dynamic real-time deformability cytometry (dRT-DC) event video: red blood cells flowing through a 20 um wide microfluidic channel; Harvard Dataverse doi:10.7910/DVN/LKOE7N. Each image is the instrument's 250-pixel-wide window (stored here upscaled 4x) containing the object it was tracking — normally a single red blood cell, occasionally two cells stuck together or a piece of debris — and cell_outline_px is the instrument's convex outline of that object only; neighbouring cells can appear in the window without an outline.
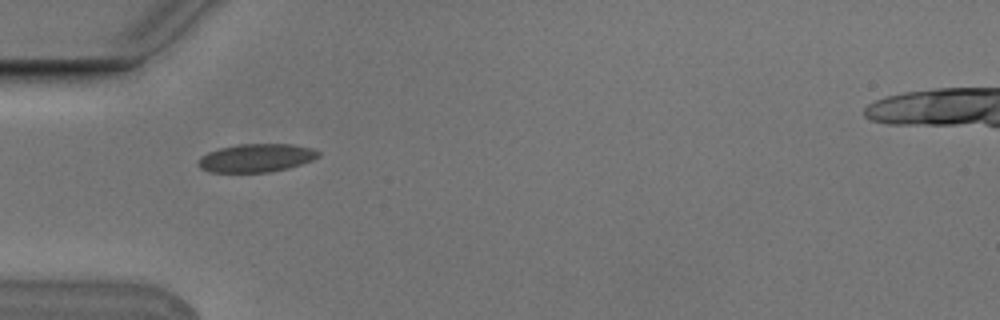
{"species": "Egyptian fruit bat (a non-hibernating species)", "species_latin": "Rousettus aegyptiacus", "temperature_condition": "cold", "stored_images_in_passage": 6, "camera_frame_rate_fps": 3000, "um_per_image_px": 0.085, "animal": {"sex": "male"}, "frame": {"image": 1, "passage_image": 5, "time_ms": 1.333, "image_size_px": [1000, 320], "cell_outline_px": [[320, 156], [312, 160], [288, 168], [268, 172], [208, 172], [200, 168], [196, 164], [200, 156], [208, 152], [220, 148], [240, 144], [292, 144], [312, 148], [320, 152]], "centroid_in_image_um": [21.76, 13.42], "position_along_channel_um": 63.2, "area_um2": 19.83}}